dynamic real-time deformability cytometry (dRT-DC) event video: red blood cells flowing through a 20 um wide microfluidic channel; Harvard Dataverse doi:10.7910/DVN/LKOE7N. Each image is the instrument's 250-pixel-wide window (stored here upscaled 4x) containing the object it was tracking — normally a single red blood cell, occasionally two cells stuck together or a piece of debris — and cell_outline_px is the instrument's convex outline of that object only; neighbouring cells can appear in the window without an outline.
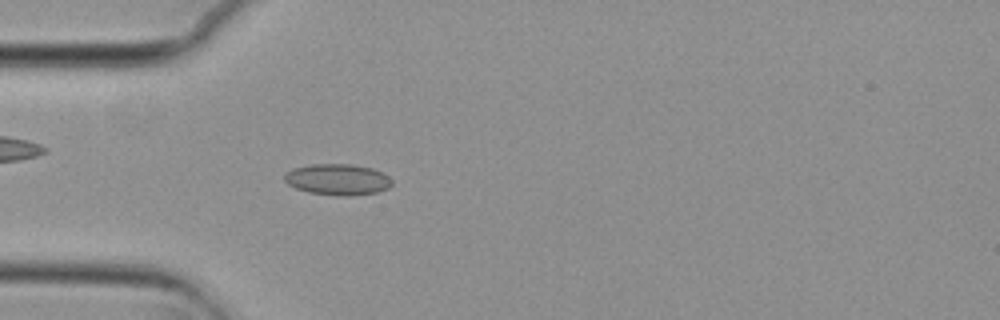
{"species": "common noctule bat (a hibernating species)", "species_latin": "Nyctalus noctula", "temperature_condition": "cold", "stored_images_in_passage": 55, "camera_frame_rate_fps": 3000, "um_per_image_px": 0.085, "animal": {"sex": "female", "body_mass_g": 29.2, "forearm_length_mm": 56.3}, "frame": {"image": 1, "passage_image": 15, "time_ms": 4.667, "image_size_px": [1000, 320], "cell_outline_px": [[392, 184], [388, 188], [376, 192], [348, 196], [336, 196], [308, 192], [296, 188], [288, 184], [284, 180], [284, 172], [292, 168], [312, 164], [352, 164], [372, 168], [384, 172], [392, 180]], "centroid_in_image_um": [28.69, 15.25], "position_along_channel_um": 56.3, "area_um2": 19.71}}
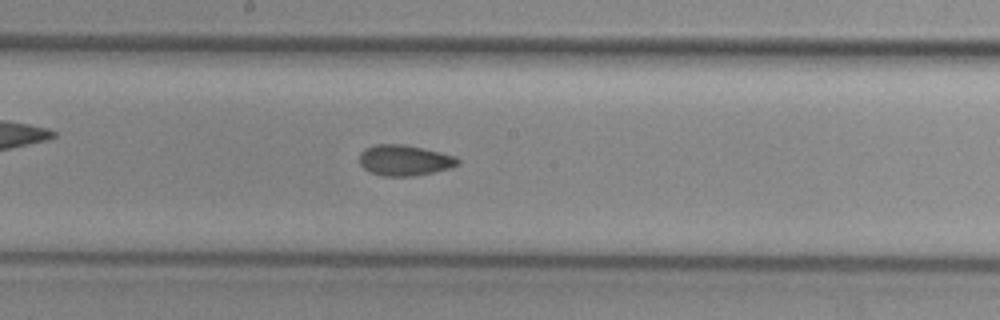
{"frame": {"image": 2, "passage_image": 28, "time_ms": 9.0, "image_size_px": [1000, 320], "cell_outline_px": [[460, 164], [452, 168], [412, 176], [380, 176], [364, 168], [360, 164], [360, 152], [364, 148], [376, 144], [404, 144], [440, 152], [456, 156], [460, 160]], "centroid_in_image_um": [34.4, 13.62], "position_along_channel_um": 213.8, "area_um2": 17.69}}
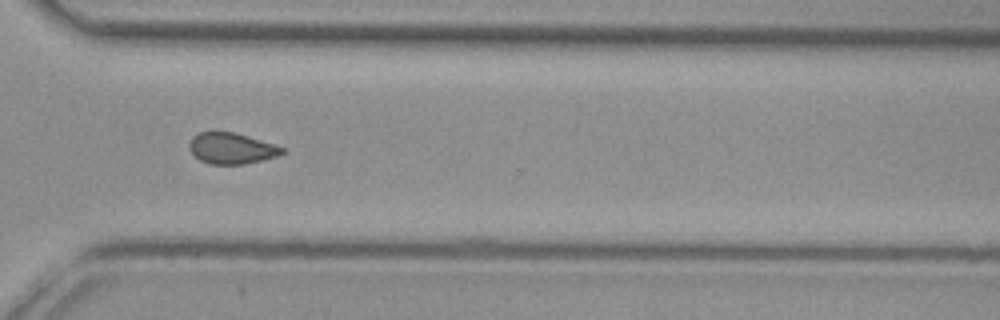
{"frame": {"image": 3, "passage_image": 39, "time_ms": 12.667, "image_size_px": [1000, 320], "cell_outline_px": [[284, 152], [276, 156], [244, 164], [212, 164], [200, 160], [188, 148], [188, 144], [192, 136], [200, 132], [236, 132], [276, 144], [284, 148]], "centroid_in_image_um": [19.67, 12.59], "position_along_channel_um": 350.9, "area_um2": 16.76}, "authors_computed_cell_mechanics": {"area_um2": 17.6868, "velocity_mm_per_s": 3.7432, "shape_relaxation_time_tau1_ms": null, "shape_relaxation_time_tau2_ms": 2.5796, "deformation_change_tau1": null, "deformation_change_tau2": 0.0707}}